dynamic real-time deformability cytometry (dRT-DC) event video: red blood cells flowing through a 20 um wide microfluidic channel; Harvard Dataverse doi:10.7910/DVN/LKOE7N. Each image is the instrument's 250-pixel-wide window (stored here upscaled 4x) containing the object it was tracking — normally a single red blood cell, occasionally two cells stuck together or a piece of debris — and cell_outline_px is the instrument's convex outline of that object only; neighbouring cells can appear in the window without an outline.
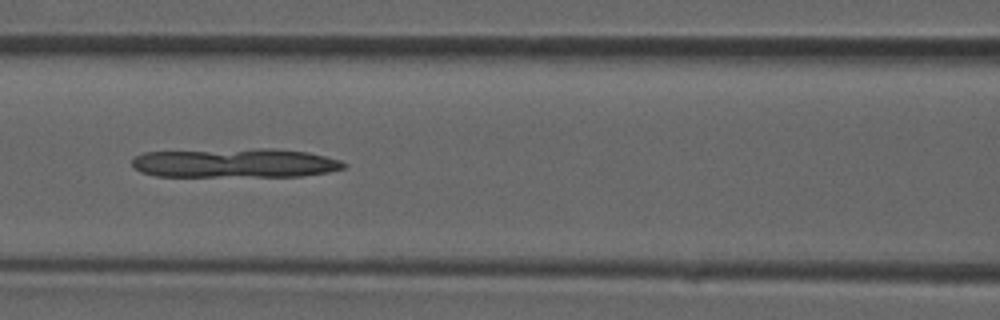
{"species": "common noctule bat (a hibernating species)", "species_latin": "Nyctalus noctula", "temperature_condition": "room temperature", "stored_images_in_passage": 38, "camera_frame_rate_fps": 3000, "um_per_image_px": 0.085, "animal": {"sex": "male", "forearm_length_mm": 52.5}, "frame": {"image": 1, "passage_image": 16, "time_ms": 5.0, "image_size_px": [1000, 320], "cell_outline_px": [[348, 164], [344, 168], [328, 172], [300, 176], [156, 176], [140, 172], [132, 168], [132, 156], [144, 152], [260, 148], [276, 148], [308, 152], [340, 160]], "centroid_in_image_um": [19.95, 13.85], "position_along_channel_um": 146.7, "area_um2": 36.41}}
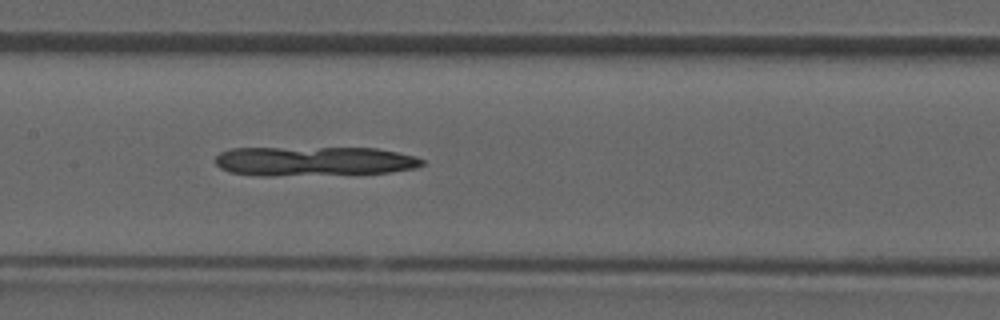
{"frame": {"image": 2, "passage_image": 18, "time_ms": 5.667, "image_size_px": [1000, 320], "cell_outline_px": [[424, 164], [416, 168], [388, 172], [276, 176], [260, 176], [228, 172], [220, 168], [216, 164], [216, 156], [220, 152], [232, 148], [376, 148], [416, 156], [424, 160]], "centroid_in_image_um": [26.65, 13.7], "position_along_channel_um": 180.7, "area_um2": 35.49}}
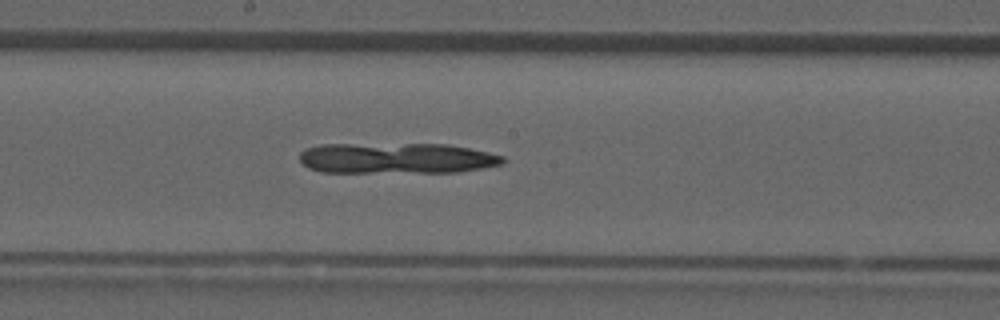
{"frame": {"image": 3, "passage_image": 20, "time_ms": 6.333, "image_size_px": [1000, 320], "cell_outline_px": [[504, 164], [456, 172], [320, 172], [308, 168], [300, 160], [300, 152], [308, 148], [320, 144], [448, 144], [488, 152], [504, 156]], "centroid_in_image_um": [33.7, 13.45], "position_along_channel_um": 214.5, "area_um2": 36.41}}